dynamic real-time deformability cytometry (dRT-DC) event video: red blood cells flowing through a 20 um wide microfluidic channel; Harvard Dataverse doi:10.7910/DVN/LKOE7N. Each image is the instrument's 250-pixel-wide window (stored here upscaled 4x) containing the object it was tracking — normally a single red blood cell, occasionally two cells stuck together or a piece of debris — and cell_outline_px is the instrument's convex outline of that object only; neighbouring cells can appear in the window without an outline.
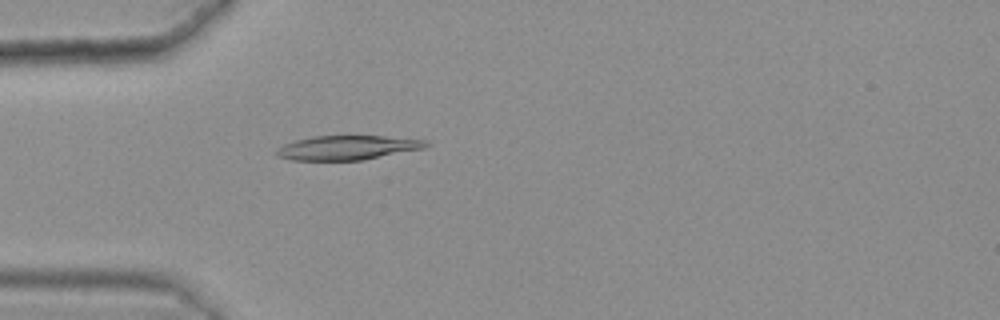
{"species": "common noctule bat (a hibernating species)", "species_latin": "Nyctalus noctula", "temperature_condition": "warm", "stored_images_in_passage": 50, "camera_frame_rate_fps": 3000, "um_per_image_px": 0.085, "animal": {"sex": "female", "body_mass_g": 25.1}, "frame": {"image": 1, "passage_image": 16, "time_ms": 5.0, "image_size_px": [1000, 320], "cell_outline_px": [[432, 144], [424, 148], [360, 160], [292, 160], [280, 156], [276, 152], [284, 144], [296, 140], [312, 136], [384, 136], [428, 140]], "centroid_in_image_um": [29.59, 12.54], "position_along_channel_um": 55.4, "area_um2": 20.87}}
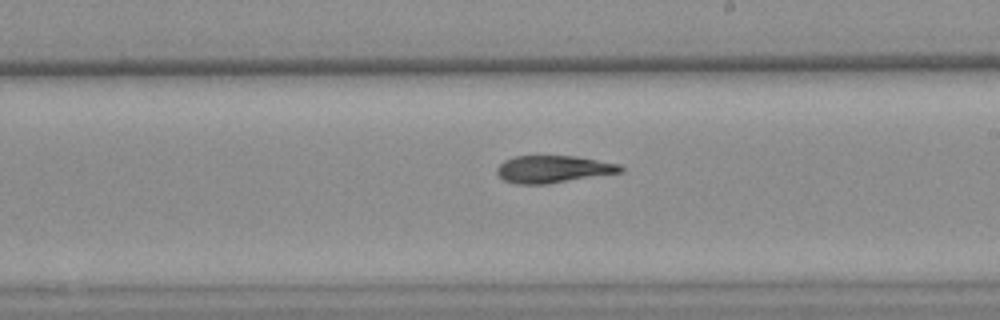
{"frame": {"image": 2, "passage_image": 32, "time_ms": 10.333, "image_size_px": [1000, 320], "cell_outline_px": [[624, 172], [548, 184], [516, 184], [504, 180], [496, 172], [496, 168], [504, 160], [516, 156], [576, 156], [620, 164], [624, 168]], "centroid_in_image_um": [47.05, 14.38], "position_along_channel_um": 242.0, "area_um2": 19.77}}
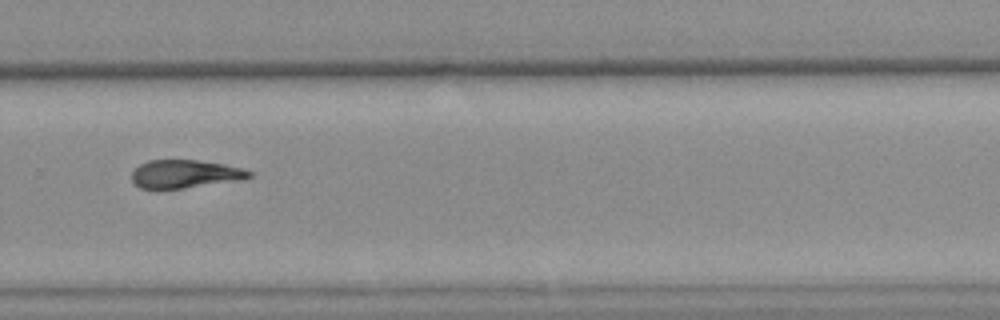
{"frame": {"image": 3, "passage_image": 38, "time_ms": 12.333, "image_size_px": [1000, 320], "cell_outline_px": [[252, 176], [240, 180], [184, 188], [140, 188], [132, 180], [132, 172], [140, 164], [148, 160], [196, 160], [224, 164], [244, 168], [252, 172]], "centroid_in_image_um": [15.75, 14.78], "position_along_channel_um": 314.1, "area_um2": 19.13}, "authors_computed_cell_mechanics": {"area_um2": 20.6346, "velocity_mm_per_s": 3.616, "shape_relaxation_time_tau1_ms": 10.2552, "shape_relaxation_time_tau2_ms": 5.0482, "deformation_change_tau1": 0.2238, "deformation_change_tau2": 0.1386}}